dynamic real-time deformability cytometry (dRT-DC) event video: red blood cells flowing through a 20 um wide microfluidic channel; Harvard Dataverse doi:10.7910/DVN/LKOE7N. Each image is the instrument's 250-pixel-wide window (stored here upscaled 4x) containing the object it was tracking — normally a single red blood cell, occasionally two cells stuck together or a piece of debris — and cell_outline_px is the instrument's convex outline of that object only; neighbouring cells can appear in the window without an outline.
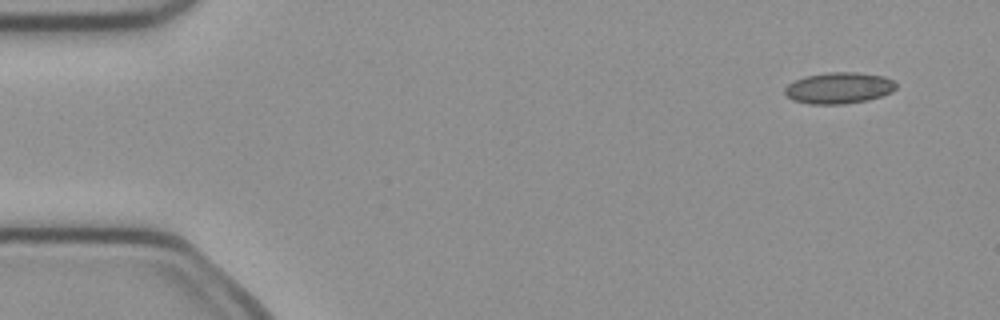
{"species": "common noctule bat (a hibernating species)", "species_latin": "Nyctalus noctula", "temperature_condition": "cold", "stored_images_in_passage": 6, "camera_frame_rate_fps": 3000, "um_per_image_px": 0.085, "animal": {"sex": "female", "body_mass_g": 21.9}, "frame": {"image": 1, "passage_image": 1, "time_ms": 0.0, "image_size_px": [1000, 320], "cell_outline_px": [[896, 88], [892, 92], [868, 100], [844, 104], [808, 104], [792, 100], [784, 92], [784, 88], [788, 84], [804, 76], [828, 72], [856, 72], [884, 76], [892, 80], [896, 84]], "centroid_in_image_um": [71.29, 7.48], "position_along_channel_um": 13.7, "area_um2": 20.35}}